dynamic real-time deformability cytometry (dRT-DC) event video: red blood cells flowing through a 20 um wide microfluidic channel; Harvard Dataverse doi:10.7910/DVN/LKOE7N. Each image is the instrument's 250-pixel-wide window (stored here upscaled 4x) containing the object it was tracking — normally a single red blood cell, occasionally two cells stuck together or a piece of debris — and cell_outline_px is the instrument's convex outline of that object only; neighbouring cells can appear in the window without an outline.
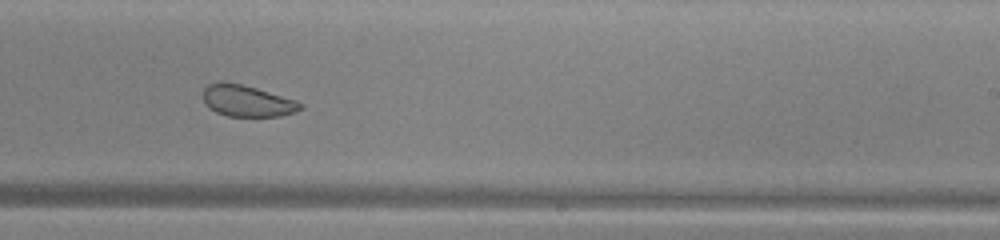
{"species": "common noctule bat (a hibernating species)", "species_latin": "Nyctalus noctula", "temperature_condition": "warm", "stored_images_in_passage": 31, "camera_frame_rate_fps": 3000, "um_per_image_px": 0.085, "animal": {"sex": "male", "body_mass_g": 13.0, "forearm_length_mm": 53.1}, "frame": {"image": 1, "passage_image": 18, "time_ms": 5.667, "image_size_px": [1000, 240], "cell_outline_px": [[304, 108], [296, 112], [280, 116], [228, 116], [216, 112], [208, 108], [204, 100], [204, 88], [208, 84], [220, 80], [244, 84], [296, 100], [304, 104]], "centroid_in_image_um": [21.02, 8.56], "position_along_channel_um": 268.0, "area_um2": 18.09}, "authors_computed_cell_mechanics": {"area_um2": 19.1318, "velocity_mm_per_s": 4.0242, "shape_relaxation_time_tau1_ms": null, "shape_relaxation_time_tau2_ms": 1.275, "deformation_change_tau1": null, "deformation_change_tau2": 0.0637}}